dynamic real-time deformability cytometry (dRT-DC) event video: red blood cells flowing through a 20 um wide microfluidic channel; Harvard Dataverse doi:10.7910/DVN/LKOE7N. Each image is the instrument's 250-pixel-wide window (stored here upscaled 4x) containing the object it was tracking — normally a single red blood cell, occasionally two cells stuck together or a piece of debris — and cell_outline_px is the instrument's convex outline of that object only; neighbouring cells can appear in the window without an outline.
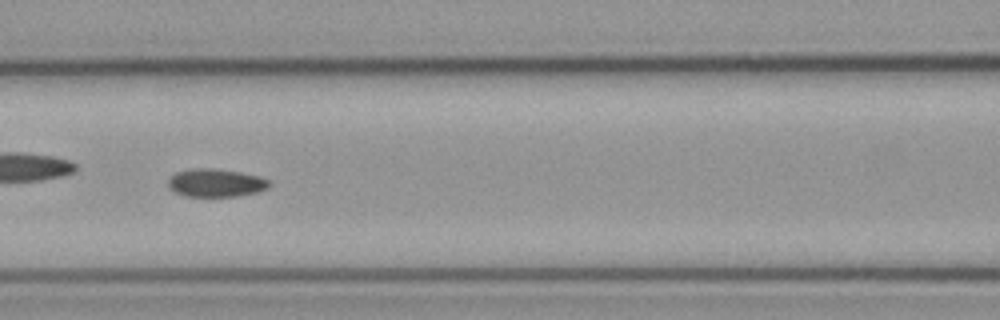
{"species": "common noctule bat (a hibernating species)", "species_latin": "Nyctalus noctula", "temperature_condition": "cold", "stored_images_in_passage": 54, "camera_frame_rate_fps": 3000, "um_per_image_px": 0.085, "animal": {"sex": "male", "body_mass_g": 23.1, "forearm_length_mm": 52.7}, "frame": {"image": 1, "passage_image": 24, "time_ms": 7.667, "image_size_px": [1000, 320], "cell_outline_px": [[272, 184], [268, 188], [260, 192], [236, 196], [184, 196], [168, 188], [168, 176], [176, 172], [192, 168], [216, 168], [240, 172], [260, 176], [268, 180]], "centroid_in_image_um": [18.34, 15.53], "position_along_channel_um": 148.3, "area_um2": 16.82}}